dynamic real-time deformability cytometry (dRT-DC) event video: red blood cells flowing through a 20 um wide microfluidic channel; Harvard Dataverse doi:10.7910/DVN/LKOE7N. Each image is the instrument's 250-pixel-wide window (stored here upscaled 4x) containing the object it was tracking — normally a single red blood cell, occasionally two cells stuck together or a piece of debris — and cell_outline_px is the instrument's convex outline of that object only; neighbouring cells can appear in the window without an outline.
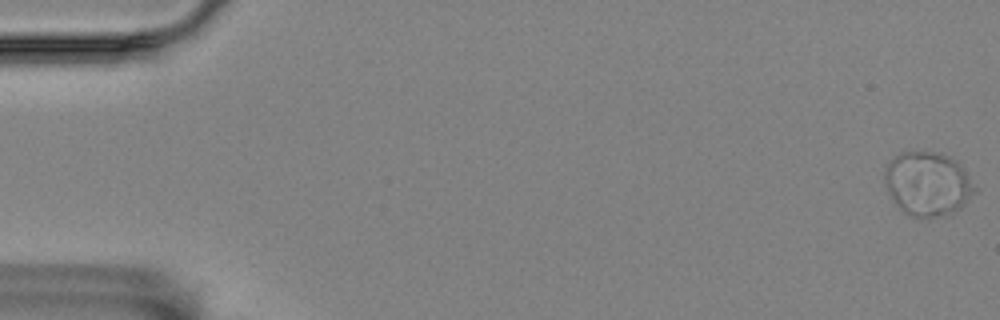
{"species": "Egyptian fruit bat (a non-hibernating species)", "species_latin": "Rousettus aegyptiacus", "temperature_condition": "room temperature", "stored_images_in_passage": 19, "camera_frame_rate_fps": 3000, "um_per_image_px": 0.085, "animal": {"sex": "female"}, "frame": {"image": 1, "passage_image": 1, "time_ms": 0.0, "image_size_px": [1000, 320], "cell_outline_px": [[976, 192], [960, 208], [936, 216], [908, 216], [896, 204], [884, 180], [884, 168], [900, 152], [936, 152], [952, 156], [960, 164], [976, 188]], "centroid_in_image_um": [78.86, 15.59], "position_along_channel_um": 6.1, "area_um2": 33.0}}
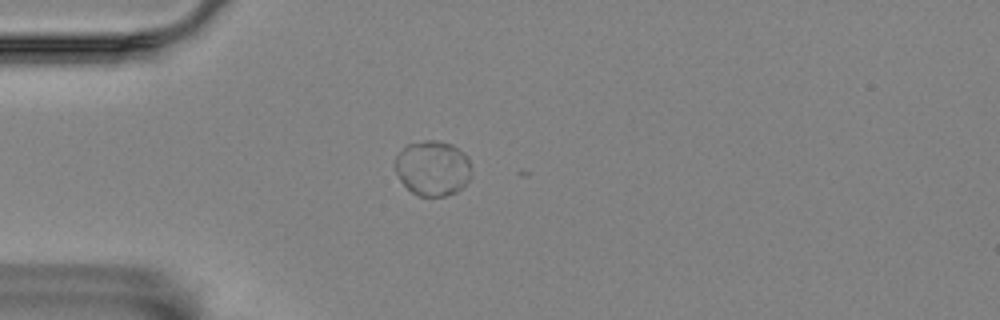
{"frame": {"image": 2, "passage_image": 16, "time_ms": 5.0, "image_size_px": [1000, 320], "cell_outline_px": [[472, 176], [456, 192], [444, 196], [420, 196], [412, 192], [400, 180], [392, 164], [396, 156], [408, 144], [424, 140], [436, 140], [452, 144], [464, 152], [468, 156], [472, 172]], "centroid_in_image_um": [36.78, 14.28], "position_along_channel_um": 48.2, "area_um2": 24.74}}